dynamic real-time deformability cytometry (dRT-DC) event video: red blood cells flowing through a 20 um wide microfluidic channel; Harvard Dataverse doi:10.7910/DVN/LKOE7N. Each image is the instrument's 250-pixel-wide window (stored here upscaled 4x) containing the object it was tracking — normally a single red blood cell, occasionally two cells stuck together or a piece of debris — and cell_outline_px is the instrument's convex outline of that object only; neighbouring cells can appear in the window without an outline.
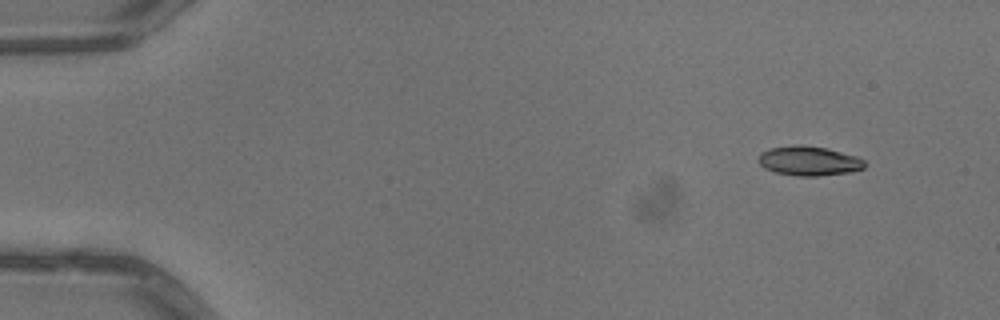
{"species": "common noctule bat (a hibernating species)", "species_latin": "Nyctalus noctula", "temperature_condition": "warm", "stored_images_in_passage": 4, "camera_frame_rate_fps": 3000, "um_per_image_px": 0.085, "animal": {"sex": "male", "body_mass_g": 13.3}, "frame": {"image": 1, "passage_image": 1, "time_ms": 0.0, "image_size_px": [1000, 320], "cell_outline_px": [[864, 168], [852, 172], [816, 176], [796, 176], [776, 172], [764, 168], [756, 160], [760, 152], [768, 148], [792, 144], [804, 144], [828, 148], [856, 156], [864, 160]], "centroid_in_image_um": [68.71, 13.66], "position_along_channel_um": 16.3, "area_um2": 18.61}}
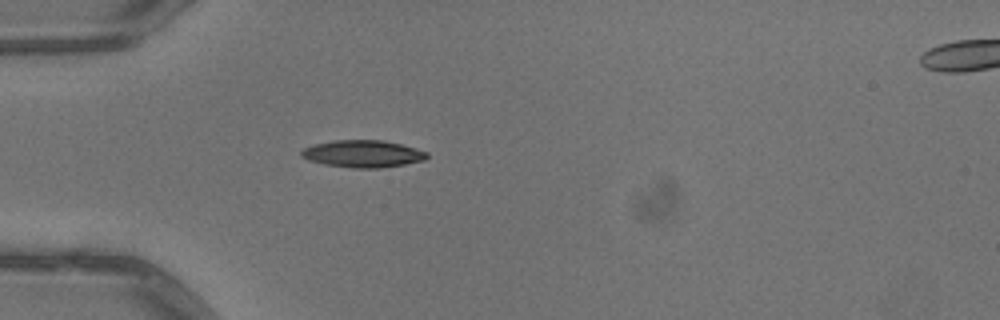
{"frame": {"image": 2, "passage_image": 4, "time_ms": 1.0, "image_size_px": [1000, 320], "cell_outline_px": [[428, 156], [424, 160], [404, 164], [380, 168], [352, 168], [324, 164], [308, 160], [300, 156], [300, 152], [304, 148], [316, 144], [332, 140], [384, 140], [416, 148], [428, 152]], "centroid_in_image_um": [30.83, 13.07], "position_along_channel_um": 54.2, "area_um2": 19.88}}